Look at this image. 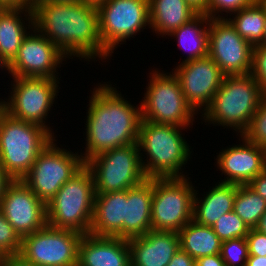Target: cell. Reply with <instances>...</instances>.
I'll return each instance as SVG.
<instances>
[{"mask_svg": "<svg viewBox=\"0 0 266 266\" xmlns=\"http://www.w3.org/2000/svg\"><path fill=\"white\" fill-rule=\"evenodd\" d=\"M31 9L33 27L69 59L79 57L80 60L87 59L89 63L96 58L106 62V59L112 57L101 41L95 5L80 0H44L34 4Z\"/></svg>", "mask_w": 266, "mask_h": 266, "instance_id": "cell-1", "label": "cell"}, {"mask_svg": "<svg viewBox=\"0 0 266 266\" xmlns=\"http://www.w3.org/2000/svg\"><path fill=\"white\" fill-rule=\"evenodd\" d=\"M91 92L86 112V148L80 152L84 162L101 152L137 143L141 123L140 104H131L112 84L100 82Z\"/></svg>", "mask_w": 266, "mask_h": 266, "instance_id": "cell-2", "label": "cell"}, {"mask_svg": "<svg viewBox=\"0 0 266 266\" xmlns=\"http://www.w3.org/2000/svg\"><path fill=\"white\" fill-rule=\"evenodd\" d=\"M188 128L141 119L137 144L147 178L185 177V165L193 152L182 133Z\"/></svg>", "mask_w": 266, "mask_h": 266, "instance_id": "cell-3", "label": "cell"}, {"mask_svg": "<svg viewBox=\"0 0 266 266\" xmlns=\"http://www.w3.org/2000/svg\"><path fill=\"white\" fill-rule=\"evenodd\" d=\"M263 97L259 84L250 74L224 76L221 87L200 116L205 125L213 123L242 135Z\"/></svg>", "mask_w": 266, "mask_h": 266, "instance_id": "cell-4", "label": "cell"}, {"mask_svg": "<svg viewBox=\"0 0 266 266\" xmlns=\"http://www.w3.org/2000/svg\"><path fill=\"white\" fill-rule=\"evenodd\" d=\"M95 186L90 169L84 165L46 205L47 225L88 234L93 217Z\"/></svg>", "mask_w": 266, "mask_h": 266, "instance_id": "cell-5", "label": "cell"}, {"mask_svg": "<svg viewBox=\"0 0 266 266\" xmlns=\"http://www.w3.org/2000/svg\"><path fill=\"white\" fill-rule=\"evenodd\" d=\"M54 138L44 127L6 113L0 127V162L13 180H22Z\"/></svg>", "mask_w": 266, "mask_h": 266, "instance_id": "cell-6", "label": "cell"}, {"mask_svg": "<svg viewBox=\"0 0 266 266\" xmlns=\"http://www.w3.org/2000/svg\"><path fill=\"white\" fill-rule=\"evenodd\" d=\"M161 71L155 68L149 73L146 92L139 101L141 119L156 124L190 127L197 113L186 102L180 83L173 72Z\"/></svg>", "mask_w": 266, "mask_h": 266, "instance_id": "cell-7", "label": "cell"}, {"mask_svg": "<svg viewBox=\"0 0 266 266\" xmlns=\"http://www.w3.org/2000/svg\"><path fill=\"white\" fill-rule=\"evenodd\" d=\"M187 176L153 178L151 230L178 233L192 220L196 190Z\"/></svg>", "mask_w": 266, "mask_h": 266, "instance_id": "cell-8", "label": "cell"}, {"mask_svg": "<svg viewBox=\"0 0 266 266\" xmlns=\"http://www.w3.org/2000/svg\"><path fill=\"white\" fill-rule=\"evenodd\" d=\"M85 165L92 173L96 194L128 190L147 179L137 143L101 152Z\"/></svg>", "mask_w": 266, "mask_h": 266, "instance_id": "cell-9", "label": "cell"}, {"mask_svg": "<svg viewBox=\"0 0 266 266\" xmlns=\"http://www.w3.org/2000/svg\"><path fill=\"white\" fill-rule=\"evenodd\" d=\"M56 137L40 152L22 181L46 205L84 165L79 152L59 148ZM58 146V147H57Z\"/></svg>", "mask_w": 266, "mask_h": 266, "instance_id": "cell-10", "label": "cell"}, {"mask_svg": "<svg viewBox=\"0 0 266 266\" xmlns=\"http://www.w3.org/2000/svg\"><path fill=\"white\" fill-rule=\"evenodd\" d=\"M9 98L4 102L7 113L25 122L38 124L53 136L47 118L57 99L60 82L58 79L38 77H12ZM13 83V84H12ZM46 120V121H45Z\"/></svg>", "mask_w": 266, "mask_h": 266, "instance_id": "cell-11", "label": "cell"}, {"mask_svg": "<svg viewBox=\"0 0 266 266\" xmlns=\"http://www.w3.org/2000/svg\"><path fill=\"white\" fill-rule=\"evenodd\" d=\"M96 7L101 41L111 54L126 39L150 27L149 0H105Z\"/></svg>", "mask_w": 266, "mask_h": 266, "instance_id": "cell-12", "label": "cell"}, {"mask_svg": "<svg viewBox=\"0 0 266 266\" xmlns=\"http://www.w3.org/2000/svg\"><path fill=\"white\" fill-rule=\"evenodd\" d=\"M83 234L46 225L22 238L19 255L35 266H77Z\"/></svg>", "mask_w": 266, "mask_h": 266, "instance_id": "cell-13", "label": "cell"}, {"mask_svg": "<svg viewBox=\"0 0 266 266\" xmlns=\"http://www.w3.org/2000/svg\"><path fill=\"white\" fill-rule=\"evenodd\" d=\"M252 49L227 18H211L208 55L225 76L250 74Z\"/></svg>", "mask_w": 266, "mask_h": 266, "instance_id": "cell-14", "label": "cell"}, {"mask_svg": "<svg viewBox=\"0 0 266 266\" xmlns=\"http://www.w3.org/2000/svg\"><path fill=\"white\" fill-rule=\"evenodd\" d=\"M65 59L68 57L33 27L24 37L15 58L9 63L10 75L60 80L57 70Z\"/></svg>", "mask_w": 266, "mask_h": 266, "instance_id": "cell-15", "label": "cell"}, {"mask_svg": "<svg viewBox=\"0 0 266 266\" xmlns=\"http://www.w3.org/2000/svg\"><path fill=\"white\" fill-rule=\"evenodd\" d=\"M172 72L180 83L186 102L198 115L210 105L225 76L209 55L186 63L178 62Z\"/></svg>", "mask_w": 266, "mask_h": 266, "instance_id": "cell-16", "label": "cell"}, {"mask_svg": "<svg viewBox=\"0 0 266 266\" xmlns=\"http://www.w3.org/2000/svg\"><path fill=\"white\" fill-rule=\"evenodd\" d=\"M0 209L21 239L47 225L46 204L22 180L9 184Z\"/></svg>", "mask_w": 266, "mask_h": 266, "instance_id": "cell-17", "label": "cell"}, {"mask_svg": "<svg viewBox=\"0 0 266 266\" xmlns=\"http://www.w3.org/2000/svg\"><path fill=\"white\" fill-rule=\"evenodd\" d=\"M242 144L227 146L216 158V166L225 177L221 183L247 185L266 169V149L239 136Z\"/></svg>", "mask_w": 266, "mask_h": 266, "instance_id": "cell-18", "label": "cell"}, {"mask_svg": "<svg viewBox=\"0 0 266 266\" xmlns=\"http://www.w3.org/2000/svg\"><path fill=\"white\" fill-rule=\"evenodd\" d=\"M131 266H167L180 248L177 232L151 230L128 239Z\"/></svg>", "mask_w": 266, "mask_h": 266, "instance_id": "cell-19", "label": "cell"}, {"mask_svg": "<svg viewBox=\"0 0 266 266\" xmlns=\"http://www.w3.org/2000/svg\"><path fill=\"white\" fill-rule=\"evenodd\" d=\"M77 266H131L128 240L84 234L78 246Z\"/></svg>", "mask_w": 266, "mask_h": 266, "instance_id": "cell-20", "label": "cell"}, {"mask_svg": "<svg viewBox=\"0 0 266 266\" xmlns=\"http://www.w3.org/2000/svg\"><path fill=\"white\" fill-rule=\"evenodd\" d=\"M127 190L95 194L89 233L95 236L123 238Z\"/></svg>", "mask_w": 266, "mask_h": 266, "instance_id": "cell-21", "label": "cell"}, {"mask_svg": "<svg viewBox=\"0 0 266 266\" xmlns=\"http://www.w3.org/2000/svg\"><path fill=\"white\" fill-rule=\"evenodd\" d=\"M153 178H147L139 185L127 190L123 239L143 236L151 231V205Z\"/></svg>", "mask_w": 266, "mask_h": 266, "instance_id": "cell-22", "label": "cell"}, {"mask_svg": "<svg viewBox=\"0 0 266 266\" xmlns=\"http://www.w3.org/2000/svg\"><path fill=\"white\" fill-rule=\"evenodd\" d=\"M202 197L195 191L193 200V218L198 224L212 227L225 213L233 211L236 196V184L218 181ZM198 192V193H197Z\"/></svg>", "mask_w": 266, "mask_h": 266, "instance_id": "cell-23", "label": "cell"}, {"mask_svg": "<svg viewBox=\"0 0 266 266\" xmlns=\"http://www.w3.org/2000/svg\"><path fill=\"white\" fill-rule=\"evenodd\" d=\"M26 29H33L31 8L6 7L0 13V53L8 63L15 58L24 37L29 33Z\"/></svg>", "mask_w": 266, "mask_h": 266, "instance_id": "cell-24", "label": "cell"}, {"mask_svg": "<svg viewBox=\"0 0 266 266\" xmlns=\"http://www.w3.org/2000/svg\"><path fill=\"white\" fill-rule=\"evenodd\" d=\"M198 13L187 0H149L148 28L157 36H168Z\"/></svg>", "mask_w": 266, "mask_h": 266, "instance_id": "cell-25", "label": "cell"}, {"mask_svg": "<svg viewBox=\"0 0 266 266\" xmlns=\"http://www.w3.org/2000/svg\"><path fill=\"white\" fill-rule=\"evenodd\" d=\"M210 20L211 18L204 12H199L190 21L168 35L176 38L178 46L188 53L181 63L208 56Z\"/></svg>", "mask_w": 266, "mask_h": 266, "instance_id": "cell-26", "label": "cell"}, {"mask_svg": "<svg viewBox=\"0 0 266 266\" xmlns=\"http://www.w3.org/2000/svg\"><path fill=\"white\" fill-rule=\"evenodd\" d=\"M180 248L197 260L200 257L220 254L222 241L212 227L191 220L179 232Z\"/></svg>", "mask_w": 266, "mask_h": 266, "instance_id": "cell-27", "label": "cell"}, {"mask_svg": "<svg viewBox=\"0 0 266 266\" xmlns=\"http://www.w3.org/2000/svg\"><path fill=\"white\" fill-rule=\"evenodd\" d=\"M231 15L233 17L227 19L244 40L252 46L263 42L266 27L264 0H256Z\"/></svg>", "mask_w": 266, "mask_h": 266, "instance_id": "cell-28", "label": "cell"}, {"mask_svg": "<svg viewBox=\"0 0 266 266\" xmlns=\"http://www.w3.org/2000/svg\"><path fill=\"white\" fill-rule=\"evenodd\" d=\"M233 211L252 229L257 226L261 216L266 212V200L248 185L236 184Z\"/></svg>", "mask_w": 266, "mask_h": 266, "instance_id": "cell-29", "label": "cell"}, {"mask_svg": "<svg viewBox=\"0 0 266 266\" xmlns=\"http://www.w3.org/2000/svg\"><path fill=\"white\" fill-rule=\"evenodd\" d=\"M212 228L221 241L246 238L250 231V228L234 211L222 215Z\"/></svg>", "mask_w": 266, "mask_h": 266, "instance_id": "cell-30", "label": "cell"}, {"mask_svg": "<svg viewBox=\"0 0 266 266\" xmlns=\"http://www.w3.org/2000/svg\"><path fill=\"white\" fill-rule=\"evenodd\" d=\"M220 254L225 266H246L249 257L246 238L222 241Z\"/></svg>", "mask_w": 266, "mask_h": 266, "instance_id": "cell-31", "label": "cell"}, {"mask_svg": "<svg viewBox=\"0 0 266 266\" xmlns=\"http://www.w3.org/2000/svg\"><path fill=\"white\" fill-rule=\"evenodd\" d=\"M242 135L247 140L266 149V95H264L248 128Z\"/></svg>", "mask_w": 266, "mask_h": 266, "instance_id": "cell-32", "label": "cell"}, {"mask_svg": "<svg viewBox=\"0 0 266 266\" xmlns=\"http://www.w3.org/2000/svg\"><path fill=\"white\" fill-rule=\"evenodd\" d=\"M21 241L22 239L6 220L0 209V255L3 257L19 255Z\"/></svg>", "mask_w": 266, "mask_h": 266, "instance_id": "cell-33", "label": "cell"}, {"mask_svg": "<svg viewBox=\"0 0 266 266\" xmlns=\"http://www.w3.org/2000/svg\"><path fill=\"white\" fill-rule=\"evenodd\" d=\"M255 1L256 0H208L207 9L204 13L210 18H228V13L231 16V14L253 4ZM223 12H226L227 15ZM223 14L226 16H221Z\"/></svg>", "mask_w": 266, "mask_h": 266, "instance_id": "cell-34", "label": "cell"}, {"mask_svg": "<svg viewBox=\"0 0 266 266\" xmlns=\"http://www.w3.org/2000/svg\"><path fill=\"white\" fill-rule=\"evenodd\" d=\"M250 75L266 95V46L262 44L253 46Z\"/></svg>", "mask_w": 266, "mask_h": 266, "instance_id": "cell-35", "label": "cell"}, {"mask_svg": "<svg viewBox=\"0 0 266 266\" xmlns=\"http://www.w3.org/2000/svg\"><path fill=\"white\" fill-rule=\"evenodd\" d=\"M246 240L249 255L266 256V234L252 228L246 236Z\"/></svg>", "mask_w": 266, "mask_h": 266, "instance_id": "cell-36", "label": "cell"}, {"mask_svg": "<svg viewBox=\"0 0 266 266\" xmlns=\"http://www.w3.org/2000/svg\"><path fill=\"white\" fill-rule=\"evenodd\" d=\"M167 266H196V260L179 248Z\"/></svg>", "mask_w": 266, "mask_h": 266, "instance_id": "cell-37", "label": "cell"}, {"mask_svg": "<svg viewBox=\"0 0 266 266\" xmlns=\"http://www.w3.org/2000/svg\"><path fill=\"white\" fill-rule=\"evenodd\" d=\"M247 185L266 200V169L253 178Z\"/></svg>", "mask_w": 266, "mask_h": 266, "instance_id": "cell-38", "label": "cell"}, {"mask_svg": "<svg viewBox=\"0 0 266 266\" xmlns=\"http://www.w3.org/2000/svg\"><path fill=\"white\" fill-rule=\"evenodd\" d=\"M196 266H225V264L221 254H215L198 258Z\"/></svg>", "mask_w": 266, "mask_h": 266, "instance_id": "cell-39", "label": "cell"}, {"mask_svg": "<svg viewBox=\"0 0 266 266\" xmlns=\"http://www.w3.org/2000/svg\"><path fill=\"white\" fill-rule=\"evenodd\" d=\"M0 266H35L26 262L20 255L2 257Z\"/></svg>", "mask_w": 266, "mask_h": 266, "instance_id": "cell-40", "label": "cell"}, {"mask_svg": "<svg viewBox=\"0 0 266 266\" xmlns=\"http://www.w3.org/2000/svg\"><path fill=\"white\" fill-rule=\"evenodd\" d=\"M13 181V178L6 172L4 166L0 162V203L2 197L4 196V192L9 186V184Z\"/></svg>", "mask_w": 266, "mask_h": 266, "instance_id": "cell-41", "label": "cell"}, {"mask_svg": "<svg viewBox=\"0 0 266 266\" xmlns=\"http://www.w3.org/2000/svg\"><path fill=\"white\" fill-rule=\"evenodd\" d=\"M246 266H266V256L249 255Z\"/></svg>", "mask_w": 266, "mask_h": 266, "instance_id": "cell-42", "label": "cell"}, {"mask_svg": "<svg viewBox=\"0 0 266 266\" xmlns=\"http://www.w3.org/2000/svg\"><path fill=\"white\" fill-rule=\"evenodd\" d=\"M6 7L30 8V0H0Z\"/></svg>", "mask_w": 266, "mask_h": 266, "instance_id": "cell-43", "label": "cell"}, {"mask_svg": "<svg viewBox=\"0 0 266 266\" xmlns=\"http://www.w3.org/2000/svg\"><path fill=\"white\" fill-rule=\"evenodd\" d=\"M197 11L204 12L207 9L208 0H187Z\"/></svg>", "mask_w": 266, "mask_h": 266, "instance_id": "cell-44", "label": "cell"}, {"mask_svg": "<svg viewBox=\"0 0 266 266\" xmlns=\"http://www.w3.org/2000/svg\"><path fill=\"white\" fill-rule=\"evenodd\" d=\"M255 229L266 234V212L261 216Z\"/></svg>", "mask_w": 266, "mask_h": 266, "instance_id": "cell-45", "label": "cell"}, {"mask_svg": "<svg viewBox=\"0 0 266 266\" xmlns=\"http://www.w3.org/2000/svg\"><path fill=\"white\" fill-rule=\"evenodd\" d=\"M0 69L5 71L7 70L8 75L10 74V67H9V63L7 62V60L2 56V54L0 53Z\"/></svg>", "mask_w": 266, "mask_h": 266, "instance_id": "cell-46", "label": "cell"}, {"mask_svg": "<svg viewBox=\"0 0 266 266\" xmlns=\"http://www.w3.org/2000/svg\"><path fill=\"white\" fill-rule=\"evenodd\" d=\"M6 113H7V108L5 102L3 99L2 100L0 99V127Z\"/></svg>", "mask_w": 266, "mask_h": 266, "instance_id": "cell-47", "label": "cell"}, {"mask_svg": "<svg viewBox=\"0 0 266 266\" xmlns=\"http://www.w3.org/2000/svg\"><path fill=\"white\" fill-rule=\"evenodd\" d=\"M81 2L83 3H88V4H91V5H99L100 3H103L105 0H80Z\"/></svg>", "mask_w": 266, "mask_h": 266, "instance_id": "cell-48", "label": "cell"}, {"mask_svg": "<svg viewBox=\"0 0 266 266\" xmlns=\"http://www.w3.org/2000/svg\"><path fill=\"white\" fill-rule=\"evenodd\" d=\"M42 1L44 0H30V8H32L34 4H37ZM52 1H78V0H52Z\"/></svg>", "mask_w": 266, "mask_h": 266, "instance_id": "cell-49", "label": "cell"}, {"mask_svg": "<svg viewBox=\"0 0 266 266\" xmlns=\"http://www.w3.org/2000/svg\"><path fill=\"white\" fill-rule=\"evenodd\" d=\"M264 9H265V18H266V0H264ZM262 45L266 46V27H265V36H264V40L261 43Z\"/></svg>", "mask_w": 266, "mask_h": 266, "instance_id": "cell-50", "label": "cell"}, {"mask_svg": "<svg viewBox=\"0 0 266 266\" xmlns=\"http://www.w3.org/2000/svg\"><path fill=\"white\" fill-rule=\"evenodd\" d=\"M6 8V6L0 1V13Z\"/></svg>", "mask_w": 266, "mask_h": 266, "instance_id": "cell-51", "label": "cell"}]
</instances>
